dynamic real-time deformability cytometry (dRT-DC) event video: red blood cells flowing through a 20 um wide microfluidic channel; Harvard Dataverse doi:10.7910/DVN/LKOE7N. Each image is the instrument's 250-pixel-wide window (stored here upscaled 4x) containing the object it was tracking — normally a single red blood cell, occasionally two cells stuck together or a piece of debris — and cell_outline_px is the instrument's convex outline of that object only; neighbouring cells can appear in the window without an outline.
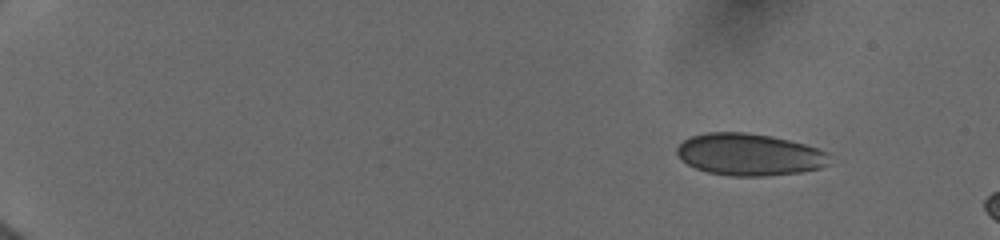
{"species": "human", "species_latin": "Homo sapiens", "temperature_condition": "cold", "stored_images_in_passage": 10, "camera_frame_rate_fps": 3000, "um_per_image_px": 0.085, "donor": {"sex": "female"}, "frame": {"image": 1, "passage_image": 1, "time_ms": 0.0, "image_size_px": [1000, 240], "cell_outline_px": [[828, 164], [820, 168], [800, 172], [764, 176], [732, 176], [708, 172], [696, 168], [688, 164], [676, 152], [676, 148], [684, 140], [692, 136], [708, 132], [744, 132], [772, 136], [804, 144], [828, 152]], "centroid_in_image_um": [63.69, 13.13], "position_along_channel_um": 21.3, "area_um2": 37.05}}